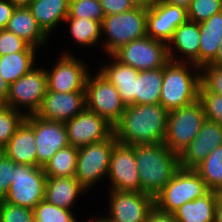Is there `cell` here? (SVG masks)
<instances>
[{
	"label": "cell",
	"instance_id": "cell-37",
	"mask_svg": "<svg viewBox=\"0 0 222 222\" xmlns=\"http://www.w3.org/2000/svg\"><path fill=\"white\" fill-rule=\"evenodd\" d=\"M198 100L203 106L206 119L222 126V95L208 92L200 85Z\"/></svg>",
	"mask_w": 222,
	"mask_h": 222
},
{
	"label": "cell",
	"instance_id": "cell-20",
	"mask_svg": "<svg viewBox=\"0 0 222 222\" xmlns=\"http://www.w3.org/2000/svg\"><path fill=\"white\" fill-rule=\"evenodd\" d=\"M199 43V23L187 20L175 29L171 40L167 44L169 60L181 62L179 57L175 56V54L178 55L175 52L176 48L178 53H182L181 55L184 58L182 62L193 63L199 67Z\"/></svg>",
	"mask_w": 222,
	"mask_h": 222
},
{
	"label": "cell",
	"instance_id": "cell-19",
	"mask_svg": "<svg viewBox=\"0 0 222 222\" xmlns=\"http://www.w3.org/2000/svg\"><path fill=\"white\" fill-rule=\"evenodd\" d=\"M85 107V91L62 93L47 90L36 115L45 120L66 122Z\"/></svg>",
	"mask_w": 222,
	"mask_h": 222
},
{
	"label": "cell",
	"instance_id": "cell-4",
	"mask_svg": "<svg viewBox=\"0 0 222 222\" xmlns=\"http://www.w3.org/2000/svg\"><path fill=\"white\" fill-rule=\"evenodd\" d=\"M147 13V7L136 6L129 11L104 17L101 29L107 39L102 46L108 56L129 42L146 36Z\"/></svg>",
	"mask_w": 222,
	"mask_h": 222
},
{
	"label": "cell",
	"instance_id": "cell-26",
	"mask_svg": "<svg viewBox=\"0 0 222 222\" xmlns=\"http://www.w3.org/2000/svg\"><path fill=\"white\" fill-rule=\"evenodd\" d=\"M199 30V68H201L211 64L217 56L222 40V11L199 23Z\"/></svg>",
	"mask_w": 222,
	"mask_h": 222
},
{
	"label": "cell",
	"instance_id": "cell-8",
	"mask_svg": "<svg viewBox=\"0 0 222 222\" xmlns=\"http://www.w3.org/2000/svg\"><path fill=\"white\" fill-rule=\"evenodd\" d=\"M117 142L113 133L108 139L78 148L75 178L87 192L102 177H107L112 149Z\"/></svg>",
	"mask_w": 222,
	"mask_h": 222
},
{
	"label": "cell",
	"instance_id": "cell-27",
	"mask_svg": "<svg viewBox=\"0 0 222 222\" xmlns=\"http://www.w3.org/2000/svg\"><path fill=\"white\" fill-rule=\"evenodd\" d=\"M219 200V192L209 190L198 199L182 205L173 213L177 222H214L215 207Z\"/></svg>",
	"mask_w": 222,
	"mask_h": 222
},
{
	"label": "cell",
	"instance_id": "cell-22",
	"mask_svg": "<svg viewBox=\"0 0 222 222\" xmlns=\"http://www.w3.org/2000/svg\"><path fill=\"white\" fill-rule=\"evenodd\" d=\"M87 192L75 177H47L45 199L59 208L73 209L78 195Z\"/></svg>",
	"mask_w": 222,
	"mask_h": 222
},
{
	"label": "cell",
	"instance_id": "cell-46",
	"mask_svg": "<svg viewBox=\"0 0 222 222\" xmlns=\"http://www.w3.org/2000/svg\"><path fill=\"white\" fill-rule=\"evenodd\" d=\"M158 1L178 5L188 9L192 0H158Z\"/></svg>",
	"mask_w": 222,
	"mask_h": 222
},
{
	"label": "cell",
	"instance_id": "cell-15",
	"mask_svg": "<svg viewBox=\"0 0 222 222\" xmlns=\"http://www.w3.org/2000/svg\"><path fill=\"white\" fill-rule=\"evenodd\" d=\"M33 127L37 147V167H43L53 155L69 144L65 122L45 120L36 114L25 118Z\"/></svg>",
	"mask_w": 222,
	"mask_h": 222
},
{
	"label": "cell",
	"instance_id": "cell-24",
	"mask_svg": "<svg viewBox=\"0 0 222 222\" xmlns=\"http://www.w3.org/2000/svg\"><path fill=\"white\" fill-rule=\"evenodd\" d=\"M5 29L37 49L48 40L28 6L16 7Z\"/></svg>",
	"mask_w": 222,
	"mask_h": 222
},
{
	"label": "cell",
	"instance_id": "cell-5",
	"mask_svg": "<svg viewBox=\"0 0 222 222\" xmlns=\"http://www.w3.org/2000/svg\"><path fill=\"white\" fill-rule=\"evenodd\" d=\"M209 189L194 169L180 167L172 179L154 197V205L173 214L182 205L205 195Z\"/></svg>",
	"mask_w": 222,
	"mask_h": 222
},
{
	"label": "cell",
	"instance_id": "cell-17",
	"mask_svg": "<svg viewBox=\"0 0 222 222\" xmlns=\"http://www.w3.org/2000/svg\"><path fill=\"white\" fill-rule=\"evenodd\" d=\"M187 20L186 8L156 1L148 8L146 36L168 44L175 29Z\"/></svg>",
	"mask_w": 222,
	"mask_h": 222
},
{
	"label": "cell",
	"instance_id": "cell-40",
	"mask_svg": "<svg viewBox=\"0 0 222 222\" xmlns=\"http://www.w3.org/2000/svg\"><path fill=\"white\" fill-rule=\"evenodd\" d=\"M32 209L13 205L5 201L0 202V222H33Z\"/></svg>",
	"mask_w": 222,
	"mask_h": 222
},
{
	"label": "cell",
	"instance_id": "cell-21",
	"mask_svg": "<svg viewBox=\"0 0 222 222\" xmlns=\"http://www.w3.org/2000/svg\"><path fill=\"white\" fill-rule=\"evenodd\" d=\"M3 154L15 164L37 166V147L32 125L25 119L3 147Z\"/></svg>",
	"mask_w": 222,
	"mask_h": 222
},
{
	"label": "cell",
	"instance_id": "cell-14",
	"mask_svg": "<svg viewBox=\"0 0 222 222\" xmlns=\"http://www.w3.org/2000/svg\"><path fill=\"white\" fill-rule=\"evenodd\" d=\"M134 149L130 145L116 143L112 149L107 178L109 190L142 193Z\"/></svg>",
	"mask_w": 222,
	"mask_h": 222
},
{
	"label": "cell",
	"instance_id": "cell-30",
	"mask_svg": "<svg viewBox=\"0 0 222 222\" xmlns=\"http://www.w3.org/2000/svg\"><path fill=\"white\" fill-rule=\"evenodd\" d=\"M78 148L68 145L59 149L43 166L47 177H75Z\"/></svg>",
	"mask_w": 222,
	"mask_h": 222
},
{
	"label": "cell",
	"instance_id": "cell-11",
	"mask_svg": "<svg viewBox=\"0 0 222 222\" xmlns=\"http://www.w3.org/2000/svg\"><path fill=\"white\" fill-rule=\"evenodd\" d=\"M113 56L138 71L161 68L169 61L167 44L148 36L122 46Z\"/></svg>",
	"mask_w": 222,
	"mask_h": 222
},
{
	"label": "cell",
	"instance_id": "cell-16",
	"mask_svg": "<svg viewBox=\"0 0 222 222\" xmlns=\"http://www.w3.org/2000/svg\"><path fill=\"white\" fill-rule=\"evenodd\" d=\"M65 126L69 144L77 148L108 139L114 133L110 123L86 107Z\"/></svg>",
	"mask_w": 222,
	"mask_h": 222
},
{
	"label": "cell",
	"instance_id": "cell-29",
	"mask_svg": "<svg viewBox=\"0 0 222 222\" xmlns=\"http://www.w3.org/2000/svg\"><path fill=\"white\" fill-rule=\"evenodd\" d=\"M36 52H16L0 56V75L12 84L28 73L33 67Z\"/></svg>",
	"mask_w": 222,
	"mask_h": 222
},
{
	"label": "cell",
	"instance_id": "cell-18",
	"mask_svg": "<svg viewBox=\"0 0 222 222\" xmlns=\"http://www.w3.org/2000/svg\"><path fill=\"white\" fill-rule=\"evenodd\" d=\"M222 145V126L206 119L196 137L179 154V166L194 169L216 147Z\"/></svg>",
	"mask_w": 222,
	"mask_h": 222
},
{
	"label": "cell",
	"instance_id": "cell-45",
	"mask_svg": "<svg viewBox=\"0 0 222 222\" xmlns=\"http://www.w3.org/2000/svg\"><path fill=\"white\" fill-rule=\"evenodd\" d=\"M9 84L0 75V104H5L9 94Z\"/></svg>",
	"mask_w": 222,
	"mask_h": 222
},
{
	"label": "cell",
	"instance_id": "cell-34",
	"mask_svg": "<svg viewBox=\"0 0 222 222\" xmlns=\"http://www.w3.org/2000/svg\"><path fill=\"white\" fill-rule=\"evenodd\" d=\"M34 220L37 222H77L74 213L66 208H59L46 200L40 201L35 208Z\"/></svg>",
	"mask_w": 222,
	"mask_h": 222
},
{
	"label": "cell",
	"instance_id": "cell-52",
	"mask_svg": "<svg viewBox=\"0 0 222 222\" xmlns=\"http://www.w3.org/2000/svg\"><path fill=\"white\" fill-rule=\"evenodd\" d=\"M219 199L222 201V190L219 191Z\"/></svg>",
	"mask_w": 222,
	"mask_h": 222
},
{
	"label": "cell",
	"instance_id": "cell-35",
	"mask_svg": "<svg viewBox=\"0 0 222 222\" xmlns=\"http://www.w3.org/2000/svg\"><path fill=\"white\" fill-rule=\"evenodd\" d=\"M67 17L87 18L102 23L105 15L99 0H70Z\"/></svg>",
	"mask_w": 222,
	"mask_h": 222
},
{
	"label": "cell",
	"instance_id": "cell-36",
	"mask_svg": "<svg viewBox=\"0 0 222 222\" xmlns=\"http://www.w3.org/2000/svg\"><path fill=\"white\" fill-rule=\"evenodd\" d=\"M220 11L222 0H192L187 9L188 20L201 23Z\"/></svg>",
	"mask_w": 222,
	"mask_h": 222
},
{
	"label": "cell",
	"instance_id": "cell-3",
	"mask_svg": "<svg viewBox=\"0 0 222 222\" xmlns=\"http://www.w3.org/2000/svg\"><path fill=\"white\" fill-rule=\"evenodd\" d=\"M200 70L193 63L182 61L169 60L164 65L159 103L168 112L188 106L198 100L201 85Z\"/></svg>",
	"mask_w": 222,
	"mask_h": 222
},
{
	"label": "cell",
	"instance_id": "cell-28",
	"mask_svg": "<svg viewBox=\"0 0 222 222\" xmlns=\"http://www.w3.org/2000/svg\"><path fill=\"white\" fill-rule=\"evenodd\" d=\"M163 67L139 71L134 87V104H158L161 96Z\"/></svg>",
	"mask_w": 222,
	"mask_h": 222
},
{
	"label": "cell",
	"instance_id": "cell-2",
	"mask_svg": "<svg viewBox=\"0 0 222 222\" xmlns=\"http://www.w3.org/2000/svg\"><path fill=\"white\" fill-rule=\"evenodd\" d=\"M142 191L155 197L180 168L179 155L164 143L132 146Z\"/></svg>",
	"mask_w": 222,
	"mask_h": 222
},
{
	"label": "cell",
	"instance_id": "cell-10",
	"mask_svg": "<svg viewBox=\"0 0 222 222\" xmlns=\"http://www.w3.org/2000/svg\"><path fill=\"white\" fill-rule=\"evenodd\" d=\"M48 90L45 68L35 66L21 78L9 86V94L5 105L22 112L20 106L27 111L25 115L36 114Z\"/></svg>",
	"mask_w": 222,
	"mask_h": 222
},
{
	"label": "cell",
	"instance_id": "cell-23",
	"mask_svg": "<svg viewBox=\"0 0 222 222\" xmlns=\"http://www.w3.org/2000/svg\"><path fill=\"white\" fill-rule=\"evenodd\" d=\"M109 58L113 63L102 64L98 71L115 86L125 106L134 105V87L139 71L122 64L113 55H109Z\"/></svg>",
	"mask_w": 222,
	"mask_h": 222
},
{
	"label": "cell",
	"instance_id": "cell-42",
	"mask_svg": "<svg viewBox=\"0 0 222 222\" xmlns=\"http://www.w3.org/2000/svg\"><path fill=\"white\" fill-rule=\"evenodd\" d=\"M105 16L120 14L136 7L132 0H99Z\"/></svg>",
	"mask_w": 222,
	"mask_h": 222
},
{
	"label": "cell",
	"instance_id": "cell-13",
	"mask_svg": "<svg viewBox=\"0 0 222 222\" xmlns=\"http://www.w3.org/2000/svg\"><path fill=\"white\" fill-rule=\"evenodd\" d=\"M85 64L69 52L60 55L50 71L45 69L48 90L62 93L85 91L89 76Z\"/></svg>",
	"mask_w": 222,
	"mask_h": 222
},
{
	"label": "cell",
	"instance_id": "cell-7",
	"mask_svg": "<svg viewBox=\"0 0 222 222\" xmlns=\"http://www.w3.org/2000/svg\"><path fill=\"white\" fill-rule=\"evenodd\" d=\"M46 179L43 167L15 164L13 183L10 184L4 201L33 210L45 199Z\"/></svg>",
	"mask_w": 222,
	"mask_h": 222
},
{
	"label": "cell",
	"instance_id": "cell-39",
	"mask_svg": "<svg viewBox=\"0 0 222 222\" xmlns=\"http://www.w3.org/2000/svg\"><path fill=\"white\" fill-rule=\"evenodd\" d=\"M200 69V84L208 92L222 95V67L207 64Z\"/></svg>",
	"mask_w": 222,
	"mask_h": 222
},
{
	"label": "cell",
	"instance_id": "cell-43",
	"mask_svg": "<svg viewBox=\"0 0 222 222\" xmlns=\"http://www.w3.org/2000/svg\"><path fill=\"white\" fill-rule=\"evenodd\" d=\"M145 222H177L173 214L159 210L155 205L147 214Z\"/></svg>",
	"mask_w": 222,
	"mask_h": 222
},
{
	"label": "cell",
	"instance_id": "cell-41",
	"mask_svg": "<svg viewBox=\"0 0 222 222\" xmlns=\"http://www.w3.org/2000/svg\"><path fill=\"white\" fill-rule=\"evenodd\" d=\"M14 165L4 154L0 156V202L5 200L10 184L13 183Z\"/></svg>",
	"mask_w": 222,
	"mask_h": 222
},
{
	"label": "cell",
	"instance_id": "cell-49",
	"mask_svg": "<svg viewBox=\"0 0 222 222\" xmlns=\"http://www.w3.org/2000/svg\"><path fill=\"white\" fill-rule=\"evenodd\" d=\"M211 64H215L217 66H221L222 67V40H221L220 45H219L217 56H216L215 60Z\"/></svg>",
	"mask_w": 222,
	"mask_h": 222
},
{
	"label": "cell",
	"instance_id": "cell-53",
	"mask_svg": "<svg viewBox=\"0 0 222 222\" xmlns=\"http://www.w3.org/2000/svg\"><path fill=\"white\" fill-rule=\"evenodd\" d=\"M3 154V148L0 147V156Z\"/></svg>",
	"mask_w": 222,
	"mask_h": 222
},
{
	"label": "cell",
	"instance_id": "cell-12",
	"mask_svg": "<svg viewBox=\"0 0 222 222\" xmlns=\"http://www.w3.org/2000/svg\"><path fill=\"white\" fill-rule=\"evenodd\" d=\"M108 222H145L154 207V197L144 192L109 190Z\"/></svg>",
	"mask_w": 222,
	"mask_h": 222
},
{
	"label": "cell",
	"instance_id": "cell-9",
	"mask_svg": "<svg viewBox=\"0 0 222 222\" xmlns=\"http://www.w3.org/2000/svg\"><path fill=\"white\" fill-rule=\"evenodd\" d=\"M86 108L103 117L113 127L120 121L126 108L115 86L99 71L90 74L85 87Z\"/></svg>",
	"mask_w": 222,
	"mask_h": 222
},
{
	"label": "cell",
	"instance_id": "cell-44",
	"mask_svg": "<svg viewBox=\"0 0 222 222\" xmlns=\"http://www.w3.org/2000/svg\"><path fill=\"white\" fill-rule=\"evenodd\" d=\"M15 8L16 6H14L10 1L0 0V29L6 28Z\"/></svg>",
	"mask_w": 222,
	"mask_h": 222
},
{
	"label": "cell",
	"instance_id": "cell-25",
	"mask_svg": "<svg viewBox=\"0 0 222 222\" xmlns=\"http://www.w3.org/2000/svg\"><path fill=\"white\" fill-rule=\"evenodd\" d=\"M70 0H31L29 8L42 31L49 37L69 12ZM53 29V30H52Z\"/></svg>",
	"mask_w": 222,
	"mask_h": 222
},
{
	"label": "cell",
	"instance_id": "cell-32",
	"mask_svg": "<svg viewBox=\"0 0 222 222\" xmlns=\"http://www.w3.org/2000/svg\"><path fill=\"white\" fill-rule=\"evenodd\" d=\"M194 170L209 190H222V145L216 147Z\"/></svg>",
	"mask_w": 222,
	"mask_h": 222
},
{
	"label": "cell",
	"instance_id": "cell-48",
	"mask_svg": "<svg viewBox=\"0 0 222 222\" xmlns=\"http://www.w3.org/2000/svg\"><path fill=\"white\" fill-rule=\"evenodd\" d=\"M136 6H144L149 8L151 5H153L158 0H132Z\"/></svg>",
	"mask_w": 222,
	"mask_h": 222
},
{
	"label": "cell",
	"instance_id": "cell-31",
	"mask_svg": "<svg viewBox=\"0 0 222 222\" xmlns=\"http://www.w3.org/2000/svg\"><path fill=\"white\" fill-rule=\"evenodd\" d=\"M65 22L69 24L71 38L79 45L94 46L101 39V22L87 18L66 17ZM100 38V39H99Z\"/></svg>",
	"mask_w": 222,
	"mask_h": 222
},
{
	"label": "cell",
	"instance_id": "cell-6",
	"mask_svg": "<svg viewBox=\"0 0 222 222\" xmlns=\"http://www.w3.org/2000/svg\"><path fill=\"white\" fill-rule=\"evenodd\" d=\"M205 120L204 109L199 100L170 111L164 144L179 155L199 133Z\"/></svg>",
	"mask_w": 222,
	"mask_h": 222
},
{
	"label": "cell",
	"instance_id": "cell-33",
	"mask_svg": "<svg viewBox=\"0 0 222 222\" xmlns=\"http://www.w3.org/2000/svg\"><path fill=\"white\" fill-rule=\"evenodd\" d=\"M24 112L14 110L8 105L0 104V147L3 148L25 120Z\"/></svg>",
	"mask_w": 222,
	"mask_h": 222
},
{
	"label": "cell",
	"instance_id": "cell-38",
	"mask_svg": "<svg viewBox=\"0 0 222 222\" xmlns=\"http://www.w3.org/2000/svg\"><path fill=\"white\" fill-rule=\"evenodd\" d=\"M36 49L12 32L0 29V56L16 52H37Z\"/></svg>",
	"mask_w": 222,
	"mask_h": 222
},
{
	"label": "cell",
	"instance_id": "cell-47",
	"mask_svg": "<svg viewBox=\"0 0 222 222\" xmlns=\"http://www.w3.org/2000/svg\"><path fill=\"white\" fill-rule=\"evenodd\" d=\"M214 222H222V201L220 199L216 203Z\"/></svg>",
	"mask_w": 222,
	"mask_h": 222
},
{
	"label": "cell",
	"instance_id": "cell-51",
	"mask_svg": "<svg viewBox=\"0 0 222 222\" xmlns=\"http://www.w3.org/2000/svg\"><path fill=\"white\" fill-rule=\"evenodd\" d=\"M96 220H93L92 222H108L105 218L101 217H97L95 218Z\"/></svg>",
	"mask_w": 222,
	"mask_h": 222
},
{
	"label": "cell",
	"instance_id": "cell-1",
	"mask_svg": "<svg viewBox=\"0 0 222 222\" xmlns=\"http://www.w3.org/2000/svg\"><path fill=\"white\" fill-rule=\"evenodd\" d=\"M168 113L160 103L126 106L114 126L116 140L130 146L164 143Z\"/></svg>",
	"mask_w": 222,
	"mask_h": 222
},
{
	"label": "cell",
	"instance_id": "cell-50",
	"mask_svg": "<svg viewBox=\"0 0 222 222\" xmlns=\"http://www.w3.org/2000/svg\"><path fill=\"white\" fill-rule=\"evenodd\" d=\"M16 7L29 6L31 0H8Z\"/></svg>",
	"mask_w": 222,
	"mask_h": 222
}]
</instances>
